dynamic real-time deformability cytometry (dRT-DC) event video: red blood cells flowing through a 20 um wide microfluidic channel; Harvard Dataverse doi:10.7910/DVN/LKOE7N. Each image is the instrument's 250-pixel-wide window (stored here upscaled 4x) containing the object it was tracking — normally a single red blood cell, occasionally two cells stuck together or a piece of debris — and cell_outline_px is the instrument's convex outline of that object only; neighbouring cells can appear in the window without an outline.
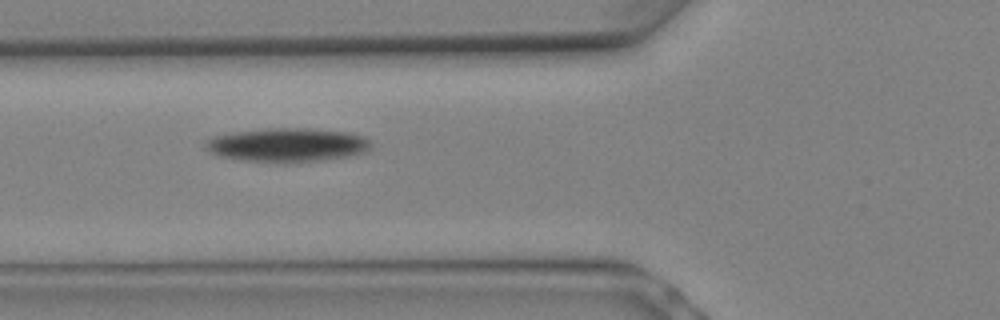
{"species": "Egyptian fruit bat (a non-hibernating species)", "species_latin": "Rousettus aegyptiacus", "temperature_condition": "warm", "stored_images_in_passage": 4, "camera_frame_rate_fps": 3000, "um_per_image_px": 0.085, "animal": {"sex": "female"}, "frame": {"image": 1, "passage_image": 3, "time_ms": 0.667, "image_size_px": [1000, 320], "cell_outline_px": [[372, 148], [368, 152], [348, 156], [324, 160], [284, 164], [240, 160], [220, 156], [208, 152], [204, 148], [204, 144], [208, 140], [216, 136], [236, 132], [268, 128], [308, 128], [348, 132], [364, 136], [372, 144]], "centroid_in_image_um": [24.46, 12.34], "position_along_channel_um": 101.3, "area_um2": 33.18}}